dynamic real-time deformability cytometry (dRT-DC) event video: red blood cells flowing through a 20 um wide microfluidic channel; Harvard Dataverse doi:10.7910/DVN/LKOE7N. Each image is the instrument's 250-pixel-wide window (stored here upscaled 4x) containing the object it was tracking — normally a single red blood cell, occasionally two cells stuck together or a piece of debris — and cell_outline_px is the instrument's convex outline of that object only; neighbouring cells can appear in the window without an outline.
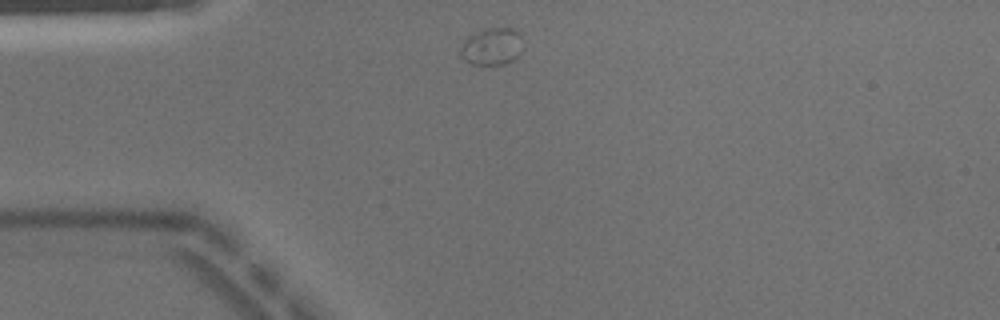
{"species": "Egyptian fruit bat (a non-hibernating species)", "species_latin": "Rousettus aegyptiacus", "temperature_condition": "warm", "stored_images_in_passage": 20, "camera_frame_rate_fps": 3000, "um_per_image_px": 0.085, "animal": {"sex": "male"}, "frame": {"image": 1, "passage_image": 1, "time_ms": 0.0, "image_size_px": [1000, 320], "cell_outline_px": [[524, 48], [512, 60], [504, 64], [472, 64], [464, 60], [460, 56], [460, 48], [464, 40], [468, 36], [484, 28], [512, 28], [520, 36]], "centroid_in_image_um": [41.79, 3.95], "position_along_channel_um": 43.2, "area_um2": 13.53}}
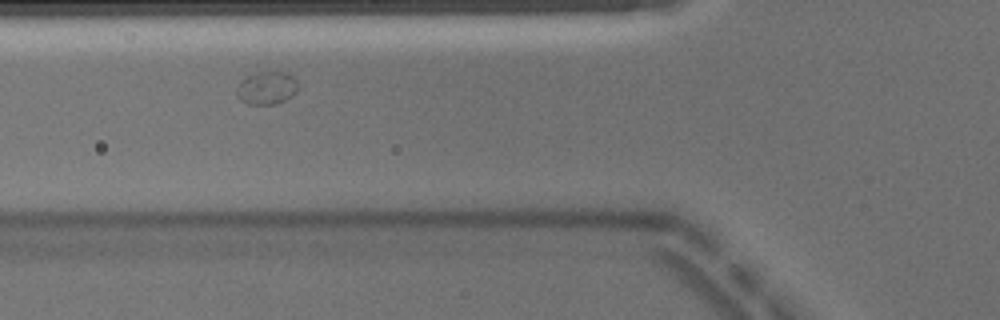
{"frame": {"image": 2, "passage_image": 7, "time_ms": 2.0, "image_size_px": [1000, 320], "cell_outline_px": [[296, 92], [292, 96], [276, 104], [248, 104], [240, 100], [236, 92], [236, 88], [240, 80], [244, 76], [256, 72], [288, 72], [296, 80]], "centroid_in_image_um": [22.63, 7.46], "position_along_channel_um": 103.2, "area_um2": 11.85}}
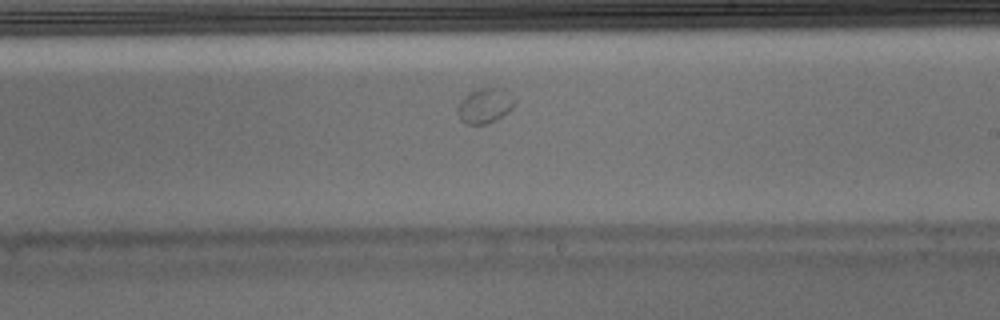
{"frame": {"image": 3, "passage_image": 18, "time_ms": 5.667, "image_size_px": [1000, 320], "cell_outline_px": [[516, 100], [512, 108], [508, 112], [496, 120], [484, 124], [468, 124], [460, 120], [456, 112], [460, 100], [464, 96], [480, 88], [496, 88], [512, 92]], "centroid_in_image_um": [41.23, 8.98], "position_along_channel_um": 247.8, "area_um2": 11.68}}